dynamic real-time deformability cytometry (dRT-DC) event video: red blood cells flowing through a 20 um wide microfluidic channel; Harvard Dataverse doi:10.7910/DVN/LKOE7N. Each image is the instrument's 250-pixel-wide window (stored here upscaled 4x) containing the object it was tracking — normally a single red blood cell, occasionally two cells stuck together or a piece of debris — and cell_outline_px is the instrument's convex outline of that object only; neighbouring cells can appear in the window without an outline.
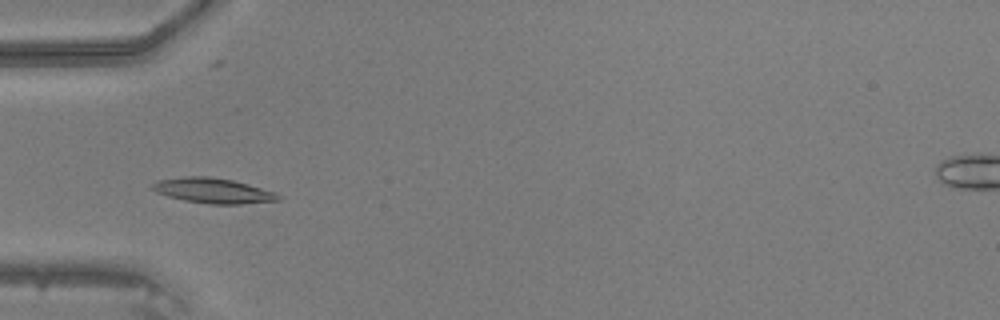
{"species": "common noctule bat (a hibernating species)", "species_latin": "Nyctalus noctula", "temperature_condition": "warm", "stored_images_in_passage": 45, "camera_frame_rate_fps": 3000, "um_per_image_px": 0.085, "animal": {"sex": "male", "body_mass_g": 20.5, "forearm_length_mm": 52.5}, "frame": {"image": 1, "passage_image": 13, "time_ms": 4.0, "image_size_px": [1000, 320], "cell_outline_px": [[284, 196], [280, 200], [240, 204], [208, 204], [184, 200], [168, 196], [156, 192], [152, 188], [152, 184], [156, 180], [184, 176], [208, 176], [232, 180], [248, 184], [276, 192]], "centroid_in_image_um": [18.13, 16.2], "position_along_channel_um": 66.9, "area_um2": 18.55}}
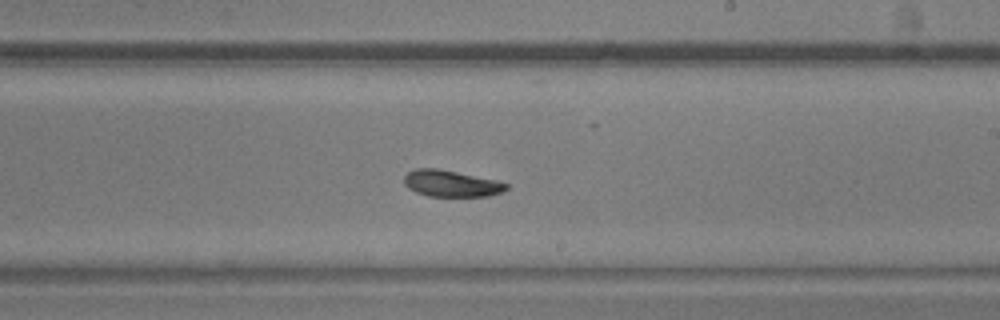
{"frame": {"image": 2, "passage_image": 26, "time_ms": 8.333, "image_size_px": [1000, 320], "cell_outline_px": [[508, 188], [504, 192], [488, 196], [428, 196], [416, 192], [408, 188], [404, 184], [404, 176], [408, 172], [416, 168], [440, 168], [496, 180], [508, 184]], "centroid_in_image_um": [38.35, 15.59], "position_along_channel_um": 250.6, "area_um2": 15.9}}
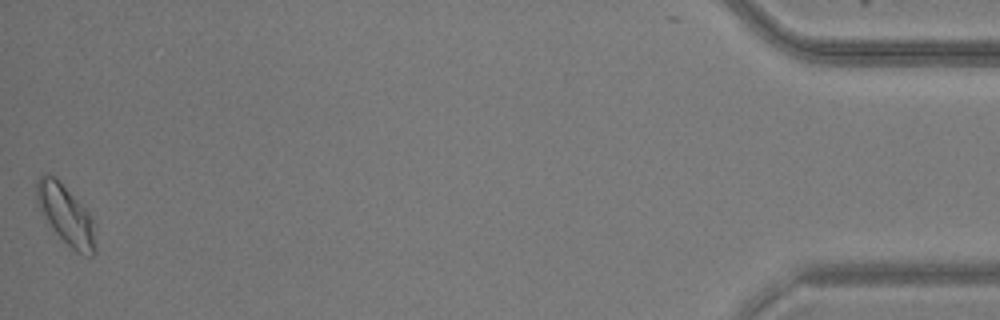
{"frame": {"image": 3, "passage_image": 45, "time_ms": 14.667, "image_size_px": [1000, 320], "cell_outline_px": [[96, 252], [92, 256], [76, 252], [56, 232], [44, 216], [36, 204], [36, 180], [44, 172], [56, 176], [88, 212], [92, 220], [96, 248]], "centroid_in_image_um": [5.57, 18.21], "position_along_channel_um": 429.6, "area_um2": 20.11}}